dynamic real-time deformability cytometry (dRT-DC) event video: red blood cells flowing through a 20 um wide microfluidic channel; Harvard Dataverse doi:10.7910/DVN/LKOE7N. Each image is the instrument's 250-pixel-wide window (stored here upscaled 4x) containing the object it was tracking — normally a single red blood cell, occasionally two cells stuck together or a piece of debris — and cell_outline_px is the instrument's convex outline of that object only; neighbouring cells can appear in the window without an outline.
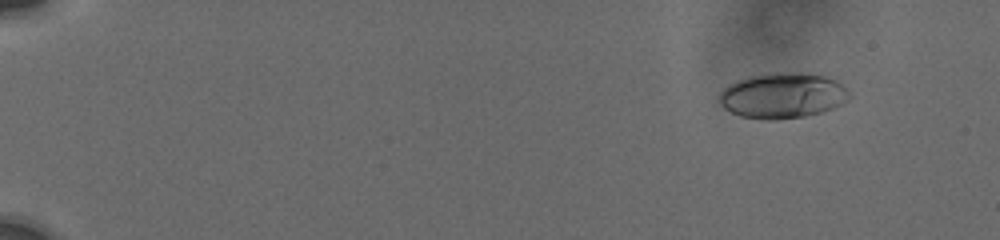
{"species": "human", "species_latin": "Homo sapiens", "temperature_condition": "cold", "stored_images_in_passage": 17, "camera_frame_rate_fps": 3000, "um_per_image_px": 0.085, "donor": {"sex": "male"}, "frame": {"image": 1, "passage_image": 3, "time_ms": 1.0, "image_size_px": [1000, 240], "cell_outline_px": [[852, 96], [848, 100], [832, 108], [820, 112], [804, 116], [772, 120], [768, 120], [740, 116], [724, 108], [720, 104], [716, 96], [728, 84], [736, 80], [752, 76], [776, 72], [792, 72], [824, 76], [836, 80]], "centroid_in_image_um": [66.47, 8.12], "position_along_channel_um": 18.5, "area_um2": 34.33}}
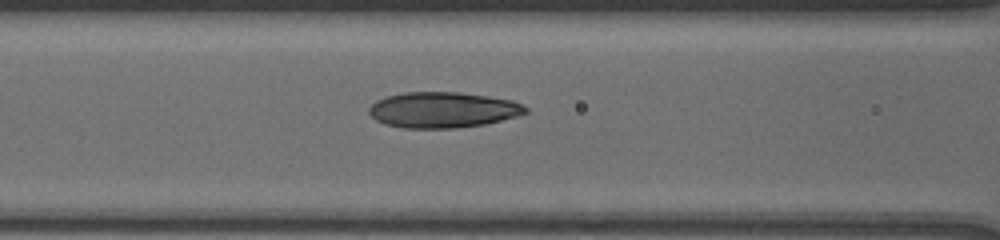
{"frame": {"image": 2, "passage_image": 15, "time_ms": 8.0, "image_size_px": [1000, 240], "cell_outline_px": [[528, 112], [516, 116], [484, 124], [456, 128], [404, 128], [384, 124], [376, 120], [368, 112], [368, 108], [376, 100], [388, 96], [404, 92], [460, 92], [488, 96], [512, 100], [528, 108]], "centroid_in_image_um": [37.62, 9.34], "position_along_channel_um": 129.0, "area_um2": 32.54}}
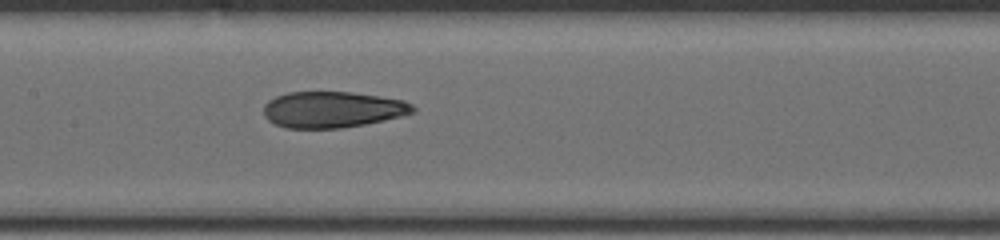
{"frame": {"image": 3, "passage_image": 17, "time_ms": 9.333, "image_size_px": [1000, 240], "cell_outline_px": [[416, 112], [384, 120], [364, 124], [340, 128], [284, 128], [268, 120], [264, 116], [264, 104], [268, 100], [276, 96], [288, 92], [352, 92], [380, 96], [404, 100], [412, 104], [416, 108]], "centroid_in_image_um": [28.26, 9.31], "position_along_channel_um": 179.1, "area_um2": 31.56}}